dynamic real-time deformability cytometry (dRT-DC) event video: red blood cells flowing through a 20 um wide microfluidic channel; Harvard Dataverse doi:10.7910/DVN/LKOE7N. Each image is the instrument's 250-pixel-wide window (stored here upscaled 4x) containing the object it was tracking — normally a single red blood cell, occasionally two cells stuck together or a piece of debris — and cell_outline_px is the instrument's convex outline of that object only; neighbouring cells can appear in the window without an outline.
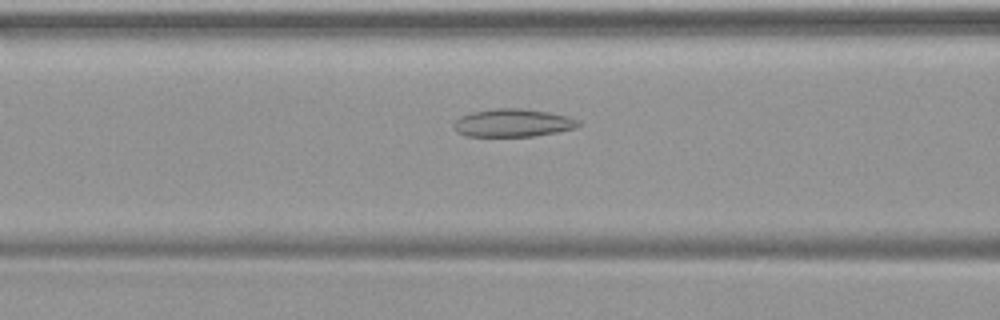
{"species": "common noctule bat (a hibernating species)", "species_latin": "Nyctalus noctula", "temperature_condition": "warm", "stored_images_in_passage": 34, "camera_frame_rate_fps": 3000, "um_per_image_px": 0.085, "animal": {"sex": "female", "body_mass_g": 19.9}, "frame": {"image": 1, "passage_image": 5, "time_ms": 1.333, "image_size_px": [1000, 320], "cell_outline_px": [[580, 124], [576, 128], [556, 132], [532, 136], [464, 136], [456, 132], [452, 124], [460, 116], [472, 112], [492, 108], [520, 108], [548, 112], [568, 116], [580, 120]], "centroid_in_image_um": [43.57, 10.44], "position_along_channel_um": 123.0, "area_um2": 20.4}}
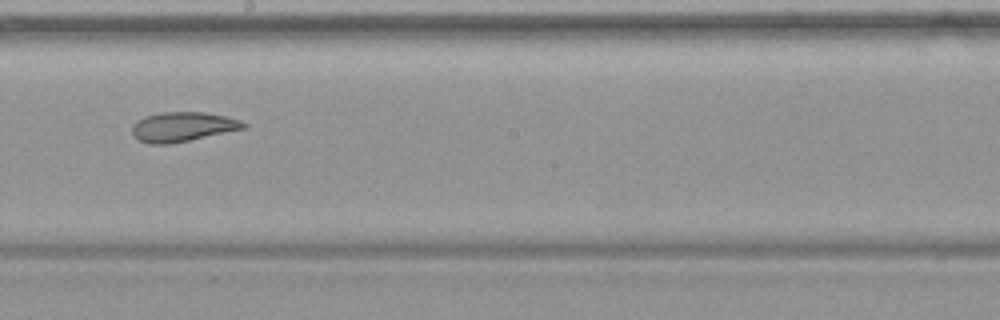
{"frame": {"image": 2, "passage_image": 13, "time_ms": 4.0, "image_size_px": [1000, 320], "cell_outline_px": [[248, 128], [168, 144], [148, 144], [132, 136], [132, 124], [136, 120], [144, 116], [160, 112], [204, 112], [224, 116], [240, 120], [248, 124]], "centroid_in_image_um": [15.51, 10.77], "position_along_channel_um": 232.7, "area_um2": 19.31}}
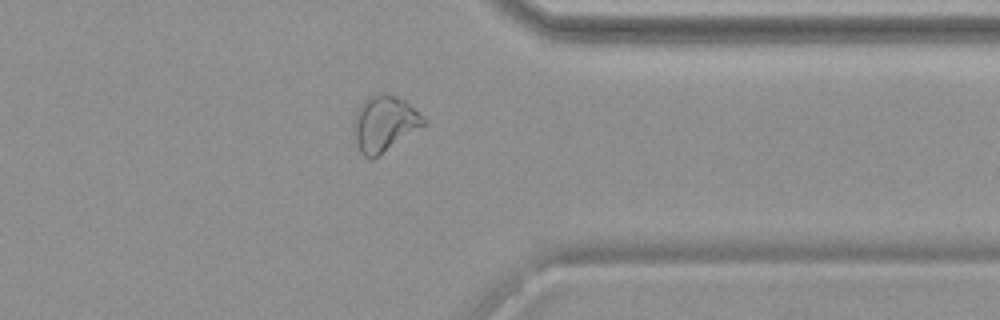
{"frame": {"image": 3, "passage_image": 24, "time_ms": 7.667, "image_size_px": [1000, 320], "cell_outline_px": [[428, 124], [372, 160], [364, 156], [360, 152], [352, 136], [352, 132], [356, 112], [360, 104], [368, 96], [384, 92], [388, 92], [404, 100], [428, 120]], "centroid_in_image_um": [32.67, 10.51], "position_along_channel_um": 378.7, "area_um2": 23.24}}